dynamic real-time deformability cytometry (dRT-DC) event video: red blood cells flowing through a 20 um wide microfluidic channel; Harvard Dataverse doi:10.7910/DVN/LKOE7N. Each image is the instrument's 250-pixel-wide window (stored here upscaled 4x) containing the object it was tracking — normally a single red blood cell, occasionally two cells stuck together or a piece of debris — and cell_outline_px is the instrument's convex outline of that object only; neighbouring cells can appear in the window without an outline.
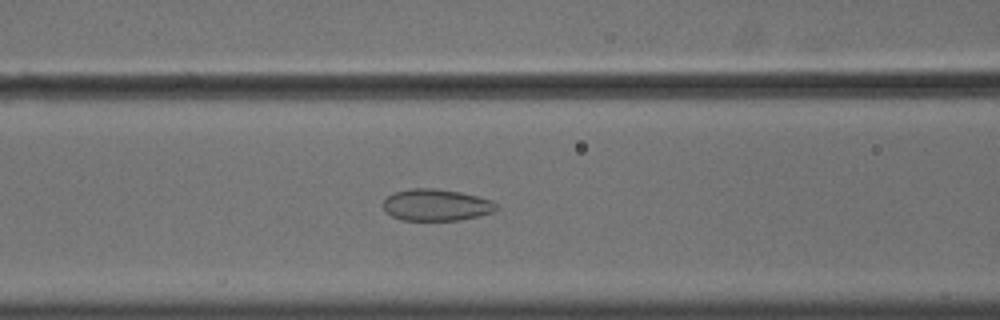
{"species": "common noctule bat (a hibernating species)", "species_latin": "Nyctalus noctula", "temperature_condition": "cold", "stored_images_in_passage": 56, "camera_frame_rate_fps": 3000, "um_per_image_px": 0.085, "animal": {"sex": "male", "body_mass_g": 18.8}, "frame": {"image": 1, "passage_image": 24, "time_ms": 7.667, "image_size_px": [1000, 320], "cell_outline_px": [[496, 208], [492, 212], [480, 216], [460, 220], [404, 220], [392, 216], [384, 212], [384, 200], [392, 192], [408, 188], [432, 188], [460, 192], [492, 200], [496, 204]], "centroid_in_image_um": [37.05, 17.42], "position_along_channel_um": 129.6, "area_um2": 20.92}}
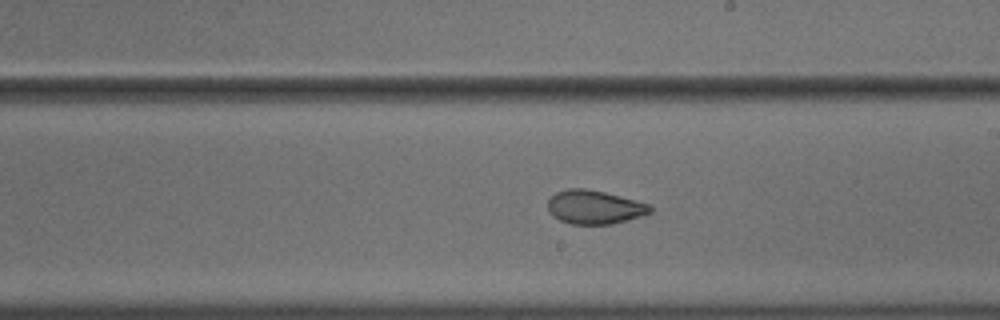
{"frame": {"image": 2, "passage_image": 33, "time_ms": 10.667, "image_size_px": [1000, 320], "cell_outline_px": [[652, 212], [644, 216], [612, 224], [572, 224], [560, 220], [552, 216], [548, 212], [548, 200], [556, 192], [568, 188], [584, 188], [604, 192], [652, 204]], "centroid_in_image_um": [50.56, 17.61], "position_along_channel_um": 238.4, "area_um2": 20.35}}
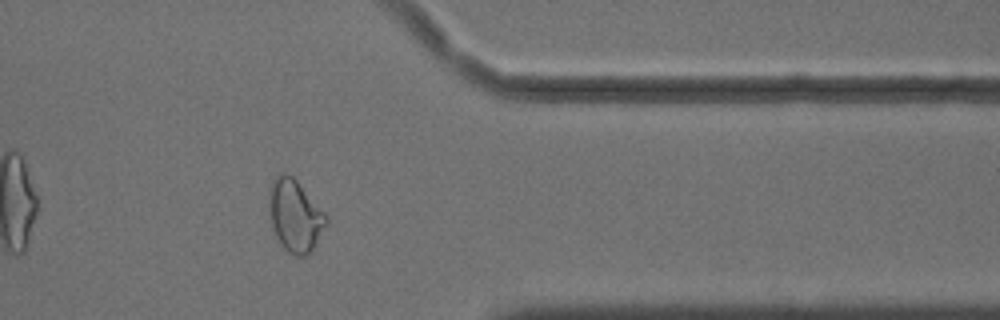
{"frame": {"image": 3, "passage_image": 46, "time_ms": 15.0, "image_size_px": [1000, 320], "cell_outline_px": [[328, 220], [312, 248], [304, 256], [296, 256], [288, 252], [280, 244], [276, 236], [272, 224], [268, 204], [268, 192], [272, 180], [280, 172], [284, 172], [292, 176], [296, 180], [328, 216]], "centroid_in_image_um": [25.04, 18.29], "position_along_channel_um": 386.4, "area_um2": 23.7}, "authors_computed_cell_mechanics": {"area_um2": 24.3049, "velocity_mm_per_s": 3.6233, "shape_relaxation_time_tau1_ms": null, "shape_relaxation_time_tau2_ms": 1.7324, "deformation_change_tau1": null, "deformation_change_tau2": 0.0638}}